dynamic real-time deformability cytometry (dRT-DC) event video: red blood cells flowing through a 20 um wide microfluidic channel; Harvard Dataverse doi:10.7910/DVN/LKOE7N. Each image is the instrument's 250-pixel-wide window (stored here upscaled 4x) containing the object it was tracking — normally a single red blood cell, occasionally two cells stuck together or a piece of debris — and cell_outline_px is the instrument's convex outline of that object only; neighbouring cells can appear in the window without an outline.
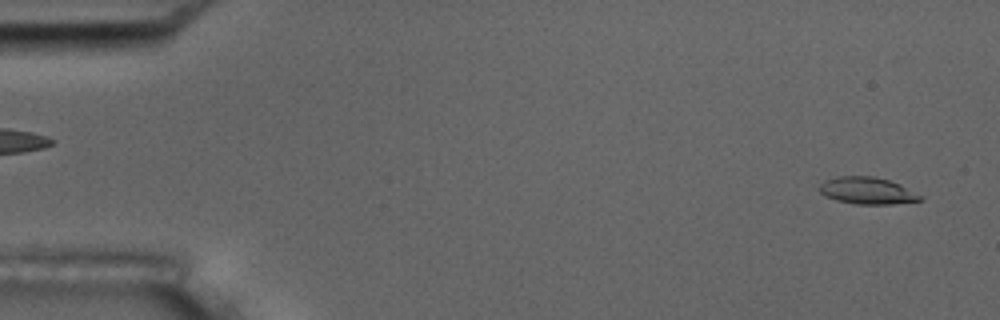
{"species": "common noctule bat (a hibernating species)", "species_latin": "Nyctalus noctula", "temperature_condition": "room temperature", "stored_images_in_passage": 6, "camera_frame_rate_fps": 3000, "um_per_image_px": 0.085, "animal": {"sex": "male", "body_mass_g": 17.5, "forearm_length_mm": 52.3}, "frame": {"image": 1, "passage_image": 1, "time_ms": 0.0, "image_size_px": [1000, 320], "cell_outline_px": [[924, 196], [920, 200], [892, 204], [856, 204], [836, 200], [820, 192], [820, 184], [824, 180], [840, 176], [872, 176], [888, 180], [900, 184]], "centroid_in_image_um": [73.74, 16.2], "position_along_channel_um": 11.3, "area_um2": 15.66}}